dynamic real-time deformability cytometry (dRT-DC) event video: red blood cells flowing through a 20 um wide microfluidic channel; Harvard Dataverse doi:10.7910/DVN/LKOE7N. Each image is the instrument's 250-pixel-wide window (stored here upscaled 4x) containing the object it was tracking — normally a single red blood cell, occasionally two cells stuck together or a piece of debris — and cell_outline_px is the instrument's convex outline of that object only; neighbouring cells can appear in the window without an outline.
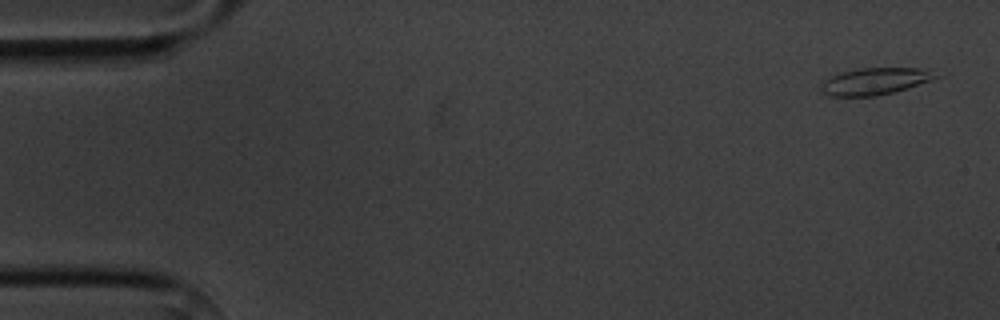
{"species": "common noctule bat (a hibernating species)", "species_latin": "Nyctalus noctula", "temperature_condition": "cold", "stored_images_in_passage": 4, "camera_frame_rate_fps": 3000, "um_per_image_px": 0.085, "animal": {"sex": "male", "body_mass_g": 20.1, "forearm_length_mm": 53.5}, "frame": {"image": 1, "passage_image": 1, "time_ms": 0.0, "image_size_px": [1000, 320], "cell_outline_px": [[940, 76], [932, 80], [908, 88], [876, 96], [832, 96], [820, 92], [820, 84], [828, 76], [840, 72], [860, 68], [932, 68]], "centroid_in_image_um": [74.38, 6.89], "position_along_channel_um": 10.6, "area_um2": 18.32}}